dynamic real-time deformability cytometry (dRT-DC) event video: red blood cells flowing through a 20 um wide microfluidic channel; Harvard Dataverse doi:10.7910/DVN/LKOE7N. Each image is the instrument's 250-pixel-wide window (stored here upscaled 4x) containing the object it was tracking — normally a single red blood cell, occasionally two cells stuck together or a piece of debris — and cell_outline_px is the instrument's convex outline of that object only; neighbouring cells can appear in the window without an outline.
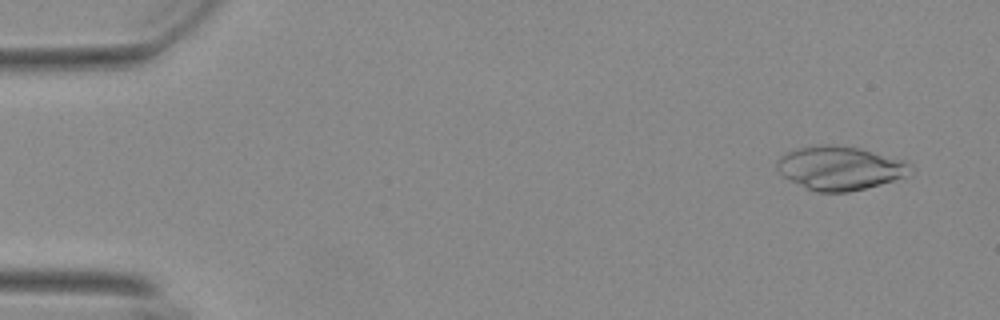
{"species": "Egyptian fruit bat (a non-hibernating species)", "species_latin": "Rousettus aegyptiacus", "temperature_condition": "warm", "stored_images_in_passage": 55, "camera_frame_rate_fps": 3000, "um_per_image_px": 0.085, "animal": {"sex": "female"}, "frame": {"image": 1, "passage_image": 4, "time_ms": 1.0, "image_size_px": [1000, 320], "cell_outline_px": [[916, 168], [912, 176], [848, 192], [816, 192], [784, 176], [776, 168], [776, 160], [784, 152], [796, 148], [860, 148], [904, 160]], "centroid_in_image_um": [71.49, 14.33], "position_along_channel_um": 13.5, "area_um2": 33.29}}
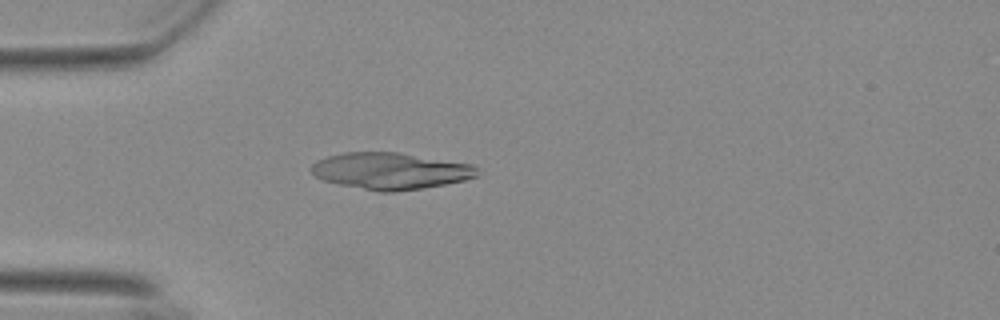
{"frame": {"image": 2, "passage_image": 16, "time_ms": 5.0, "image_size_px": [1000, 320], "cell_outline_px": [[476, 176], [464, 180], [444, 184], [396, 192], [380, 192], [340, 184], [324, 180], [316, 176], [308, 168], [316, 160], [328, 156], [344, 152], [400, 152], [472, 164], [476, 168]], "centroid_in_image_um": [33.15, 14.52], "position_along_channel_um": 51.9, "area_um2": 35.26}}
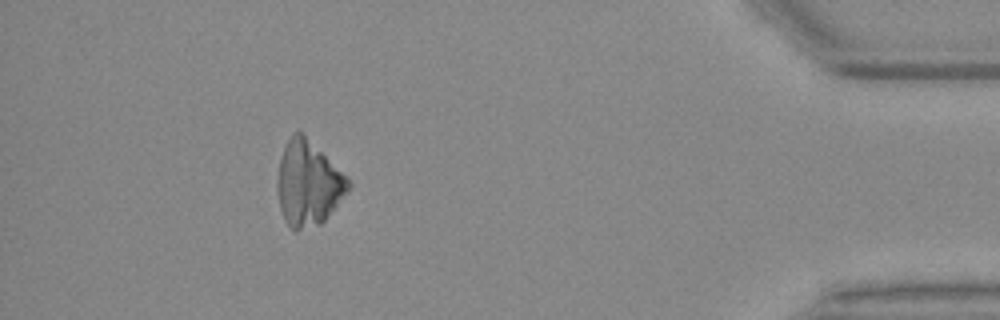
{"frame": {"image": 3, "passage_image": 50, "time_ms": 16.333, "image_size_px": [1000, 320], "cell_outline_px": [[352, 184], [348, 192], [324, 220], [320, 224], [296, 232], [284, 220], [280, 208], [276, 188], [276, 176], [280, 156], [292, 132], [300, 128], [304, 132]], "centroid_in_image_um": [26.15, 15.57], "position_along_channel_um": 409.1, "area_um2": 35.26}}